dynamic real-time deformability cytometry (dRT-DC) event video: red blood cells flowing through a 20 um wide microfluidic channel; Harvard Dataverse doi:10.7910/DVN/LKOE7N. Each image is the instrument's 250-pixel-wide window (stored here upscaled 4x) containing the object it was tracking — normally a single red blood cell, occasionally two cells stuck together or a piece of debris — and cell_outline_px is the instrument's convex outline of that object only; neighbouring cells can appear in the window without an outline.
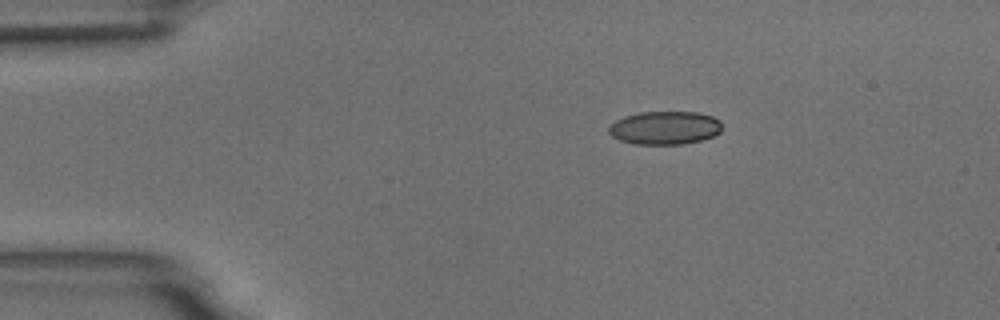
{"species": "common noctule bat (a hibernating species)", "species_latin": "Nyctalus noctula", "temperature_condition": "room temperature", "stored_images_in_passage": 45, "camera_frame_rate_fps": 3000, "um_per_image_px": 0.085, "animal": {"sex": "male", "body_mass_g": 18.8}, "frame": {"image": 1, "passage_image": 1, "time_ms": 0.0, "image_size_px": [1000, 320], "cell_outline_px": [[720, 132], [712, 136], [700, 140], [684, 144], [636, 144], [620, 140], [612, 136], [608, 132], [608, 128], [616, 120], [624, 116], [640, 112], [696, 112], [712, 116], [720, 120]], "centroid_in_image_um": [56.49, 10.86], "position_along_channel_um": 28.5, "area_um2": 21.85}}
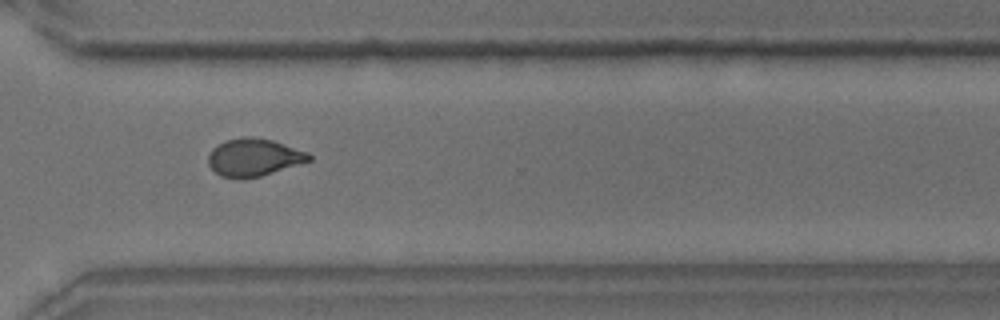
{"frame": {"image": 2, "passage_image": 31, "time_ms": 10.0, "image_size_px": [1000, 320], "cell_outline_px": [[312, 160], [260, 176], [244, 180], [236, 180], [220, 176], [208, 164], [208, 156], [212, 148], [228, 140], [244, 136], [252, 136], [272, 140], [308, 152], [312, 156]], "centroid_in_image_um": [21.56, 13.4], "position_along_channel_um": 349.0, "area_um2": 22.2}}
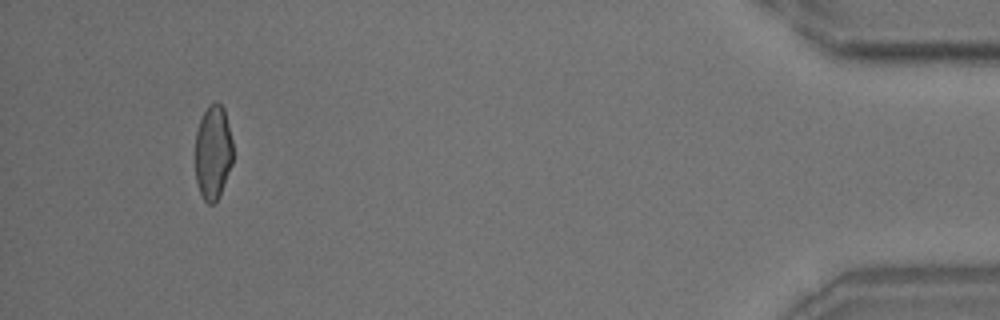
{"frame": {"image": 3, "passage_image": 42, "time_ms": 13.667, "image_size_px": [1000, 320], "cell_outline_px": [[232, 164], [220, 192], [216, 200], [212, 204], [208, 204], [204, 200], [200, 192], [196, 180], [196, 132], [200, 120], [208, 104], [216, 100], [224, 108], [232, 140]], "centroid_in_image_um": [18.1, 12.9], "position_along_channel_um": 417.1, "area_um2": 20.52}, "authors_computed_cell_mechanics": {"area_um2": 22.1952, "velocity_mm_per_s": 3.7635, "shape_relaxation_time_tau1_ms": 8.7956, "shape_relaxation_time_tau2_ms": 1.2886, "deformation_change_tau1": 0.1682, "deformation_change_tau2": 0.0521}}